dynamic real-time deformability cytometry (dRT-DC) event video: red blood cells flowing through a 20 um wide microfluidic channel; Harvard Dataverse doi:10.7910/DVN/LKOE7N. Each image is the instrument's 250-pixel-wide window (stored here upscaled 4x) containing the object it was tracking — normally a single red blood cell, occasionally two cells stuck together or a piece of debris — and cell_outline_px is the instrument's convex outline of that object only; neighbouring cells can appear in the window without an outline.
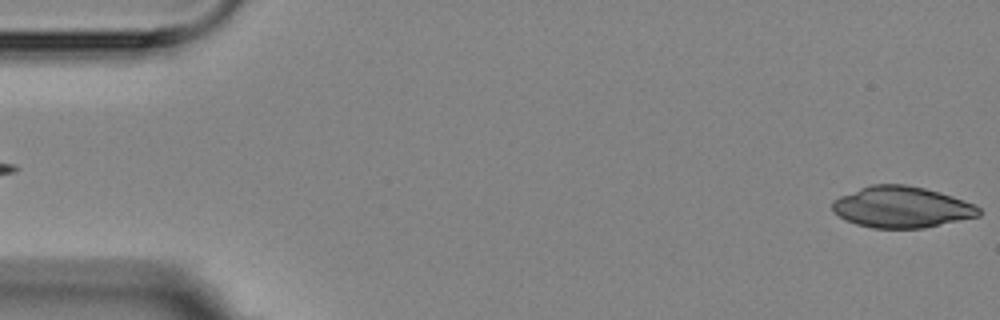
{"species": "Egyptian fruit bat (a non-hibernating species)", "species_latin": "Rousettus aegyptiacus", "temperature_condition": "room temperature", "stored_images_in_passage": 3, "segment_of_instrument_passage": [2, 2], "camera_frame_rate_fps": 3000, "um_per_image_px": 0.085, "animal": {"sex": "female"}, "frame": {"image": 1, "passage_image": 3, "time_ms": 3.0, "image_size_px": [1000, 320], "cell_outline_px": [[980, 216], [924, 228], [872, 228], [856, 224], [844, 220], [832, 208], [832, 200], [840, 196], [860, 188], [872, 184], [904, 184], [924, 188], [940, 192], [964, 200], [980, 208]], "centroid_in_image_um": [76.64, 17.61], "position_along_channel_um": 8.4, "area_um2": 35.14}}